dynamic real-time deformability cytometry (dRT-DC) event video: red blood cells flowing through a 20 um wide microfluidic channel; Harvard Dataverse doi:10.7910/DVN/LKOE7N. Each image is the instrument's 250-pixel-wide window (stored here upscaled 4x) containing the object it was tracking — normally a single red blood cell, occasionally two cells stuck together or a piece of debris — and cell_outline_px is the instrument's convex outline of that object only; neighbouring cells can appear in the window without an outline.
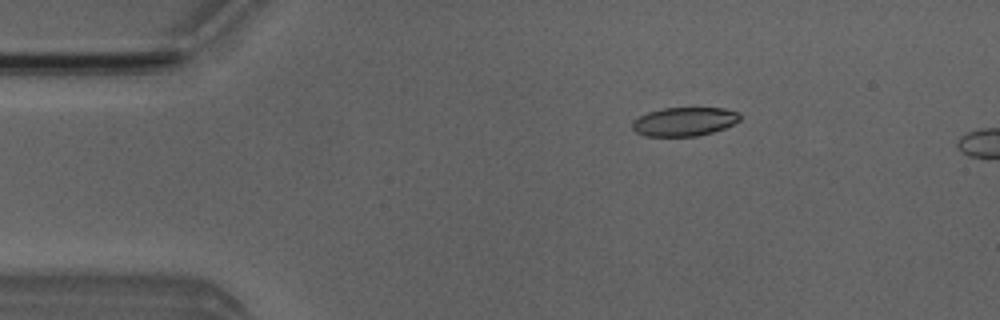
{"species": "Egyptian fruit bat (a non-hibernating species)", "species_latin": "Rousettus aegyptiacus", "temperature_condition": "room temperature", "stored_images_in_passage": 5, "camera_frame_rate_fps": 3000, "um_per_image_px": 0.085, "animal": {"sex": "male"}, "frame": {"image": 1, "passage_image": 2, "time_ms": 1.333, "image_size_px": [1000, 320], "cell_outline_px": [[740, 120], [724, 128], [712, 132], [696, 136], [644, 136], [636, 132], [632, 128], [632, 120], [648, 112], [664, 108], [724, 108], [740, 112]], "centroid_in_image_um": [58.16, 10.33], "position_along_channel_um": 26.8, "area_um2": 18.03}}